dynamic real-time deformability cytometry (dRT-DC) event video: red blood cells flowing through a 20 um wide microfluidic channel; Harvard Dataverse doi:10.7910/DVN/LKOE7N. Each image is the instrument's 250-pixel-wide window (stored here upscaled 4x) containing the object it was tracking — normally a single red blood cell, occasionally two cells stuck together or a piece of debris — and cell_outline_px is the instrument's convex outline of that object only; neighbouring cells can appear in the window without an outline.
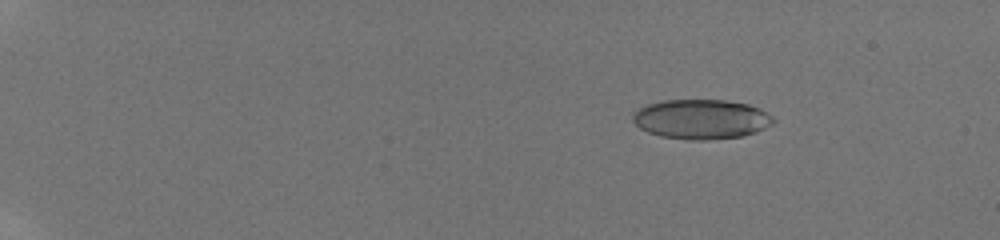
{"species": "human", "species_latin": "Homo sapiens", "temperature_condition": "room temperature", "stored_images_in_passage": 56, "camera_frame_rate_fps": 3000, "um_per_image_px": 0.085, "donor": {"sex": "male"}, "frame": {"image": 1, "passage_image": 10, "time_ms": 3.0, "image_size_px": [1000, 240], "cell_outline_px": [[776, 120], [772, 124], [756, 132], [744, 136], [708, 140], [688, 140], [660, 136], [648, 132], [640, 128], [632, 120], [632, 116], [644, 104], [664, 100], [728, 100], [748, 104], [760, 108], [768, 112]], "centroid_in_image_um": [59.63, 10.13], "position_along_channel_um": 25.4, "area_um2": 32.77}}
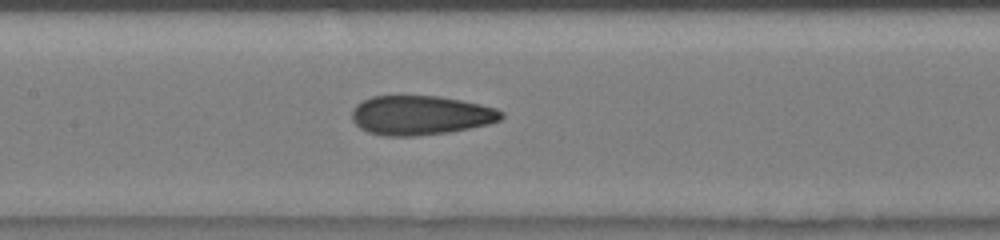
{"frame": {"image": 2, "passage_image": 32, "time_ms": 10.333, "image_size_px": [1000, 240], "cell_outline_px": [[504, 116], [500, 120], [488, 124], [448, 132], [416, 136], [384, 136], [368, 132], [360, 128], [352, 120], [352, 108], [356, 104], [372, 96], [436, 96], [460, 100], [496, 108], [504, 112]], "centroid_in_image_um": [35.73, 9.8], "position_along_channel_um": 171.7, "area_um2": 34.16}}
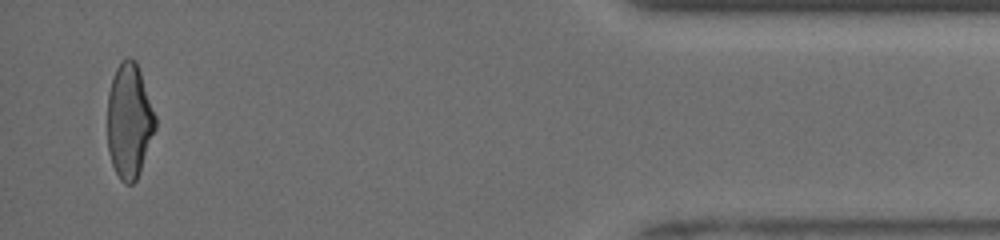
{"frame": {"image": 3, "passage_image": 55, "time_ms": 18.0, "image_size_px": [1000, 240], "cell_outline_px": [[156, 128], [140, 172], [136, 180], [132, 184], [124, 184], [120, 180], [112, 164], [108, 152], [108, 92], [112, 76], [120, 60], [128, 56], [136, 60], [156, 116]], "centroid_in_image_um": [10.98, 10.26], "position_along_channel_um": 424.2, "area_um2": 32.31}, "authors_computed_cell_mechanics": {"area_um2": 33.5818, "velocity_mm_per_s": 3.98, "shape_relaxation_time_tau1_ms": 6.8349, "shape_relaxation_time_tau2_ms": 1.2308, "deformation_change_tau1": 0.1948, "deformation_change_tau2": 0.0838}}